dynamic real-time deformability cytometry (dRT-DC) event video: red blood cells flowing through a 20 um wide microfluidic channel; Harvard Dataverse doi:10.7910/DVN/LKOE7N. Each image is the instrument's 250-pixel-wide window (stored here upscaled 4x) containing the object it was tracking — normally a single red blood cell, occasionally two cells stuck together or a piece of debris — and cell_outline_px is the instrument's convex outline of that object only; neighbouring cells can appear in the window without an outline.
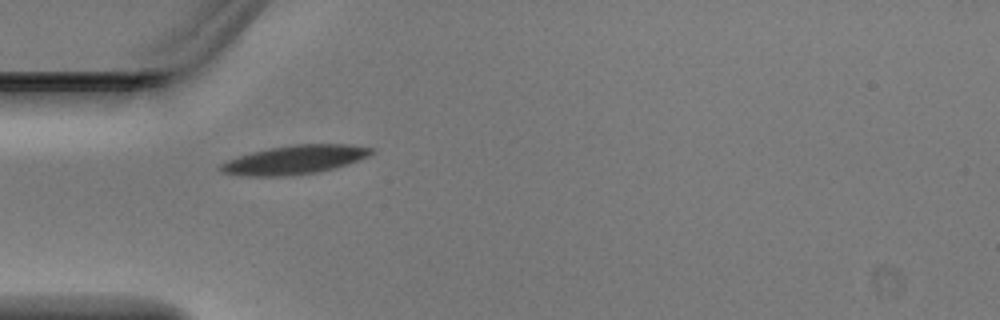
{"species": "Egyptian fruit bat (a non-hibernating species)", "species_latin": "Rousettus aegyptiacus", "temperature_condition": "warm", "stored_images_in_passage": 1, "camera_frame_rate_fps": 3000, "um_per_image_px": 0.085, "animal": {"sex": "male"}, "frame": {"image": 1, "passage_image": 1, "time_ms": 0.0, "image_size_px": [1000, 320], "cell_outline_px": [[376, 152], [368, 156], [336, 168], [316, 172], [288, 176], [248, 176], [224, 172], [216, 168], [220, 164], [228, 160], [252, 152], [292, 144], [348, 144], [372, 148]], "centroid_in_image_um": [25.07, 13.58], "position_along_channel_um": 59.9, "area_um2": 25.09}}